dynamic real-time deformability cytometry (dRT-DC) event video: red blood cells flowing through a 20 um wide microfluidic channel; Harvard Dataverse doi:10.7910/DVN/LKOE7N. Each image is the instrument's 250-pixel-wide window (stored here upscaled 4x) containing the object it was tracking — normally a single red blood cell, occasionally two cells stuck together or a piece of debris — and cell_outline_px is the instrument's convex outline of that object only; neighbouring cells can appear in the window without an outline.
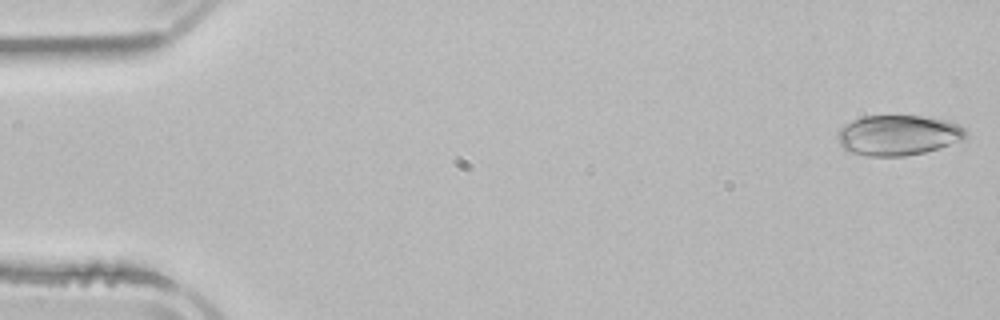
{"species": "common noctule bat (a hibernating species)", "species_latin": "Nyctalus noctula", "temperature_condition": "room temperature", "stored_images_in_passage": 4, "camera_frame_rate_fps": 3000, "um_per_image_px": 0.085, "animal": {"sex": "male", "body_mass_g": 21.5, "forearm_length_mm": 52.0}, "frame": {"image": 1, "passage_image": 1, "time_ms": 0.0, "image_size_px": [1000, 320], "cell_outline_px": [[968, 136], [964, 140], [924, 152], [904, 156], [868, 156], [848, 152], [840, 144], [836, 136], [836, 132], [844, 124], [852, 120], [864, 116], [920, 116], [948, 120], [960, 124], [968, 132]], "centroid_in_image_um": [76.35, 11.49], "position_along_channel_um": 8.7, "area_um2": 30.4}}
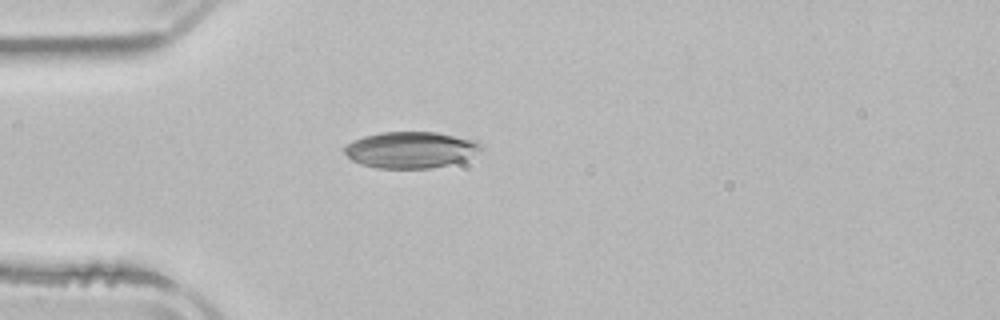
{"frame": {"image": 2, "passage_image": 4, "time_ms": 4.333, "image_size_px": [1000, 320], "cell_outline_px": [[484, 148], [464, 160], [448, 164], [428, 168], [376, 168], [360, 164], [352, 160], [344, 152], [344, 148], [352, 140], [364, 136], [380, 132], [436, 132], [476, 140], [484, 144]], "centroid_in_image_um": [34.92, 12.72], "position_along_channel_um": 50.1, "area_um2": 28.96}}